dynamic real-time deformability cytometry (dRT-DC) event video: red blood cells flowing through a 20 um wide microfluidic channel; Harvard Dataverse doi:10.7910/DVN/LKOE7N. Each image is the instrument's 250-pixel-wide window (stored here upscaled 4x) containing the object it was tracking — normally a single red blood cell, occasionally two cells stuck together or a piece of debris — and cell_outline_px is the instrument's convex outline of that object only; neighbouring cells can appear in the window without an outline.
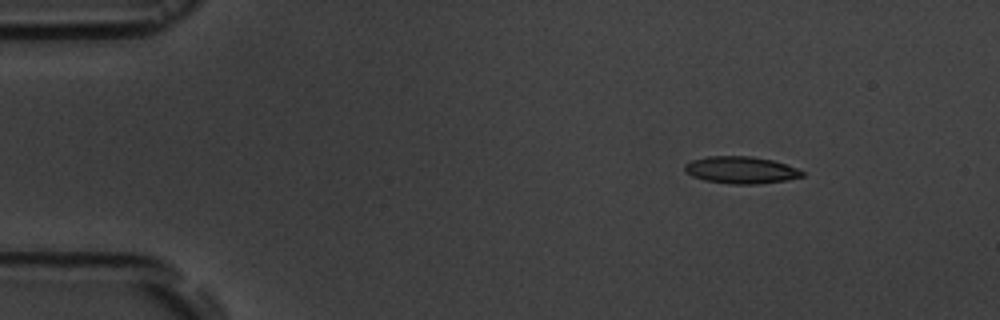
{"species": "common noctule bat (a hibernating species)", "species_latin": "Nyctalus noctula", "temperature_condition": "room temperature", "stored_images_in_passage": 3, "camera_frame_rate_fps": 3000, "um_per_image_px": 0.085, "animal": {"sex": "male", "body_mass_g": 19.5, "forearm_length_mm": 54.6}, "frame": {"image": 1, "passage_image": 1, "time_ms": 0.0, "image_size_px": [1000, 320], "cell_outline_px": [[804, 176], [788, 180], [756, 184], [732, 184], [704, 180], [692, 176], [684, 168], [684, 164], [692, 160], [708, 156], [752, 156], [772, 160], [796, 168], [804, 172]], "centroid_in_image_um": [62.98, 14.45], "position_along_channel_um": 22.0, "area_um2": 18.44}}
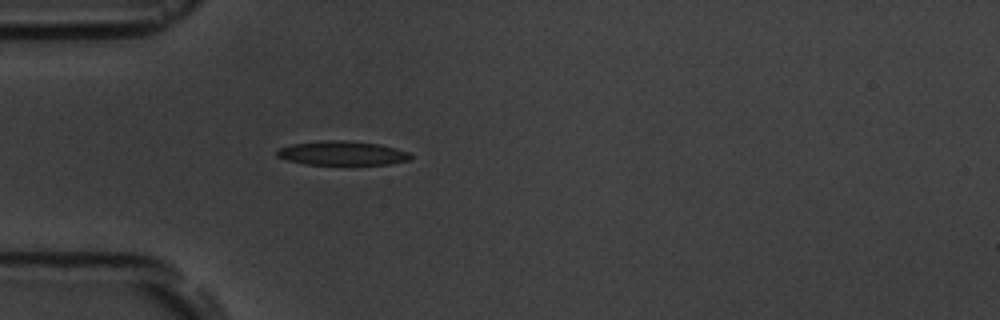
{"frame": {"image": 2, "passage_image": 3, "time_ms": 3.0, "image_size_px": [1000, 320], "cell_outline_px": [[412, 156], [408, 160], [392, 164], [304, 164], [288, 160], [276, 156], [276, 152], [280, 148], [292, 144], [320, 140], [344, 140], [380, 144], [396, 148], [408, 152]], "centroid_in_image_um": [29.08, 13.01], "position_along_channel_um": 55.9, "area_um2": 18.73}}